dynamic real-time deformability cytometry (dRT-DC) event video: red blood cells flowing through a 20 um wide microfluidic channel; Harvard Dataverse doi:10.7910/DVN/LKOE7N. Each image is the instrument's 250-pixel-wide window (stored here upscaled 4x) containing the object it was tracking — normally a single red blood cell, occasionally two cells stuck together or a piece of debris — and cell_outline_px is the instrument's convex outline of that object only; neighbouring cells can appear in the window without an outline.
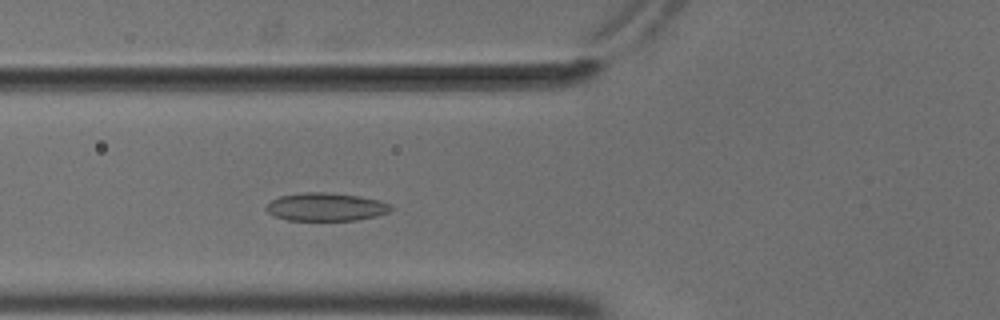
{"species": "common noctule bat (a hibernating species)", "species_latin": "Nyctalus noctula", "temperature_condition": "cold", "stored_images_in_passage": 50, "camera_frame_rate_fps": 3000, "um_per_image_px": 0.085, "animal": {"sex": "male", "body_mass_g": 18.8}, "frame": {"image": 1, "passage_image": 16, "time_ms": 5.0, "image_size_px": [1000, 320], "cell_outline_px": [[396, 208], [388, 212], [376, 216], [356, 220], [288, 220], [276, 216], [268, 212], [264, 208], [272, 200], [280, 196], [304, 192], [328, 192], [356, 196], [380, 200], [392, 204]], "centroid_in_image_um": [27.75, 17.58], "position_along_channel_um": 98.1, "area_um2": 20.4}}
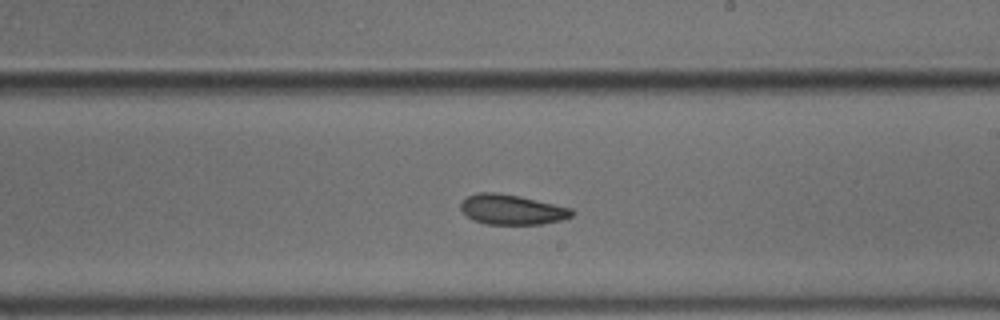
{"frame": {"image": 2, "passage_image": 28, "time_ms": 9.0, "image_size_px": [1000, 320], "cell_outline_px": [[576, 212], [572, 216], [560, 220], [540, 224], [488, 224], [476, 220], [468, 216], [460, 208], [460, 204], [468, 196], [476, 192], [496, 192], [520, 196], [572, 208]], "centroid_in_image_um": [43.54, 17.8], "position_along_channel_um": 245.5, "area_um2": 19.31}}
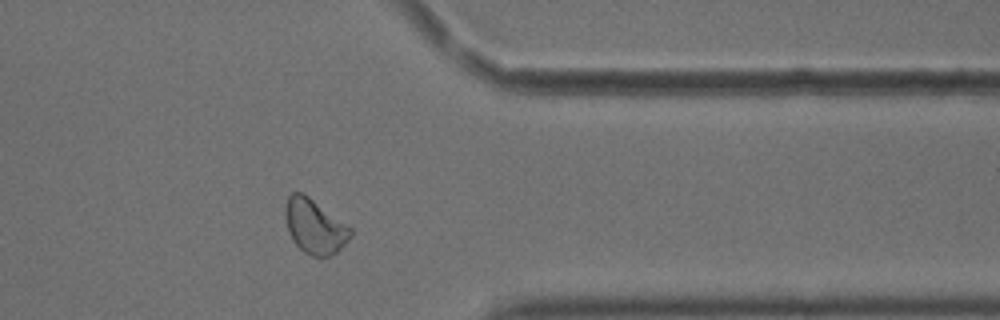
{"frame": {"image": 3, "passage_image": 40, "time_ms": 13.0, "image_size_px": [1000, 320], "cell_outline_px": [[352, 236], [336, 252], [320, 260], [304, 252], [292, 240], [288, 232], [284, 212], [284, 208], [288, 196], [292, 192], [300, 192], [308, 196], [352, 228]], "centroid_in_image_um": [26.73, 19.27], "position_along_channel_um": 384.7, "area_um2": 20.81}, "authors_computed_cell_mechanics": {"area_um2": 20.519, "velocity_mm_per_s": 3.6722, "shape_relaxation_time_tau1_ms": 5.1978, "shape_relaxation_time_tau2_ms": 8.3866, "deformation_change_tau1": 0.0913, "deformation_change_tau2": 0.1237}}